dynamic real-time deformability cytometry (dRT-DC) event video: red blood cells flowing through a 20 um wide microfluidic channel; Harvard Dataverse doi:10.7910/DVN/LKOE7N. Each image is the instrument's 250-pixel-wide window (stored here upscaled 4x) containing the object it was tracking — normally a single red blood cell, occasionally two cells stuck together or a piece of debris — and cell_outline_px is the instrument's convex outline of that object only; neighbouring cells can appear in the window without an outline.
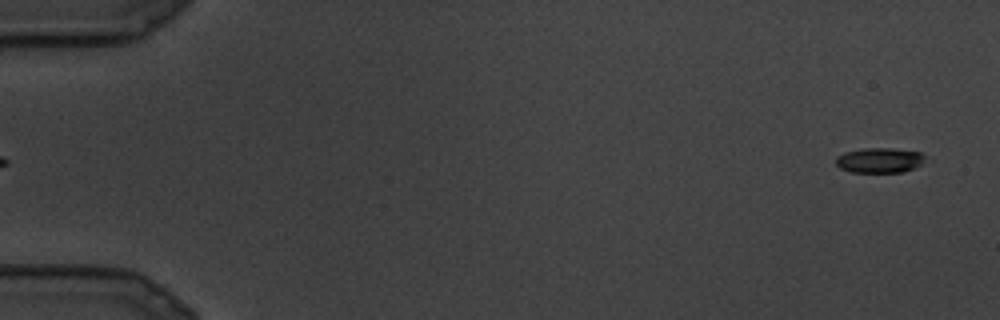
{"species": "common noctule bat (a hibernating species)", "species_latin": "Nyctalus noctula", "temperature_condition": "cold", "stored_images_in_passage": 16, "segment_of_instrument_passage": [1, 2], "camera_frame_rate_fps": 3000, "um_per_image_px": 0.085, "animal": {"sex": "male", "body_mass_g": 19.5, "forearm_length_mm": 54.6}, "frame": {"image": 1, "passage_image": 1, "time_ms": 0.0, "image_size_px": [1000, 320], "cell_outline_px": [[924, 156], [920, 164], [912, 168], [900, 172], [852, 172], [840, 168], [836, 164], [836, 156], [844, 152], [864, 148], [892, 148], [920, 152]], "centroid_in_image_um": [74.7, 13.61], "position_along_channel_um": 10.3, "area_um2": 12.83}}
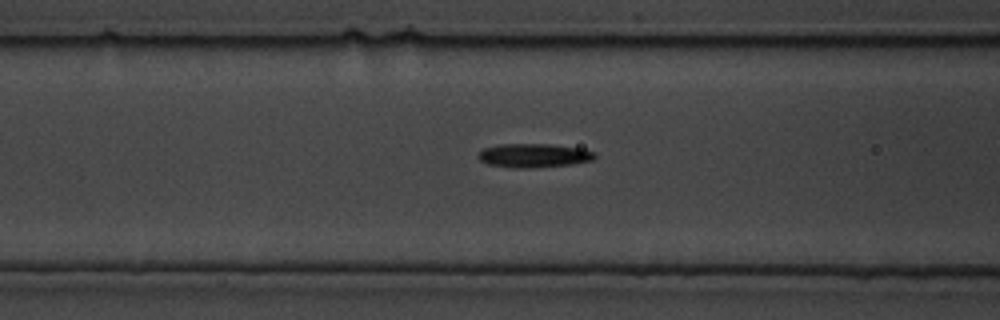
{"frame": {"image": 2, "passage_image": 11, "time_ms": 3.333, "image_size_px": [1000, 320], "cell_outline_px": [[596, 156], [592, 160], [572, 164], [528, 168], [512, 168], [488, 164], [480, 160], [476, 156], [484, 148], [500, 144], [552, 144], [580, 148], [596, 152]], "centroid_in_image_um": [45.37, 13.21], "position_along_channel_um": 121.2, "area_um2": 16.24}}
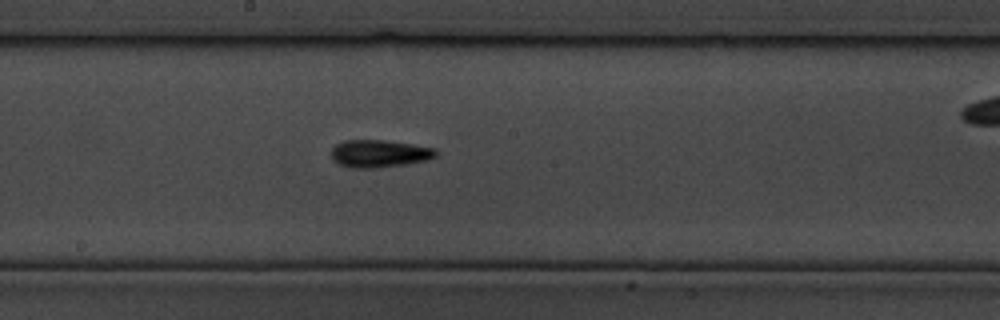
{"frame": {"image": 3, "passage_image": 15, "time_ms": 4.667, "image_size_px": [1000, 320], "cell_outline_px": [[440, 152], [436, 156], [428, 160], [404, 164], [376, 168], [352, 168], [340, 164], [332, 160], [332, 148], [336, 144], [344, 140], [380, 140], [412, 144], [436, 148]], "centroid_in_image_um": [32.27, 13.05], "position_along_channel_um": 215.9, "area_um2": 16.82}}